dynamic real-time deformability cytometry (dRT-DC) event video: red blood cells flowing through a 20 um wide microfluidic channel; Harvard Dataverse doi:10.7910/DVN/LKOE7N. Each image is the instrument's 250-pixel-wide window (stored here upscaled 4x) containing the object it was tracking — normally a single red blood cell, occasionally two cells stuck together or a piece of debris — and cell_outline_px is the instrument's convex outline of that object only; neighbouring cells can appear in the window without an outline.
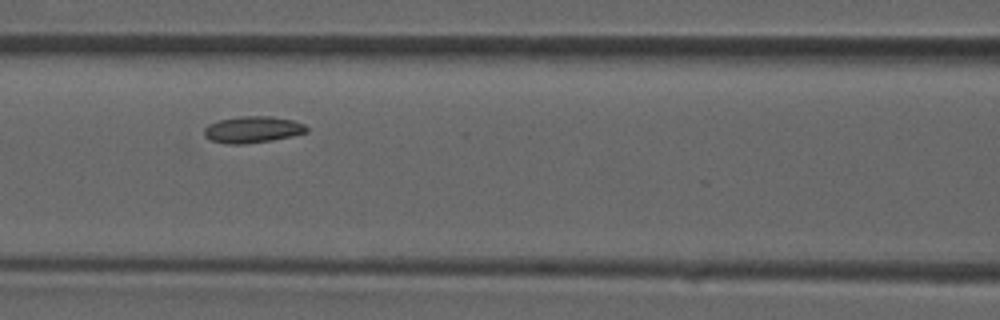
{"species": "common noctule bat (a hibernating species)", "species_latin": "Nyctalus noctula", "temperature_condition": "room temperature", "stored_images_in_passage": 6, "camera_frame_rate_fps": 3000, "um_per_image_px": 0.085, "animal": {"sex": "male", "forearm_length_mm": 52.5}, "frame": {"image": 1, "passage_image": 5, "time_ms": 5.333, "image_size_px": [1000, 320], "cell_outline_px": [[308, 132], [292, 136], [272, 140], [244, 144], [228, 144], [212, 140], [204, 136], [204, 128], [208, 124], [220, 120], [240, 116], [272, 116], [292, 120], [304, 124], [308, 128]], "centroid_in_image_um": [21.48, 11.01], "position_along_channel_um": 145.1, "area_um2": 15.84}}
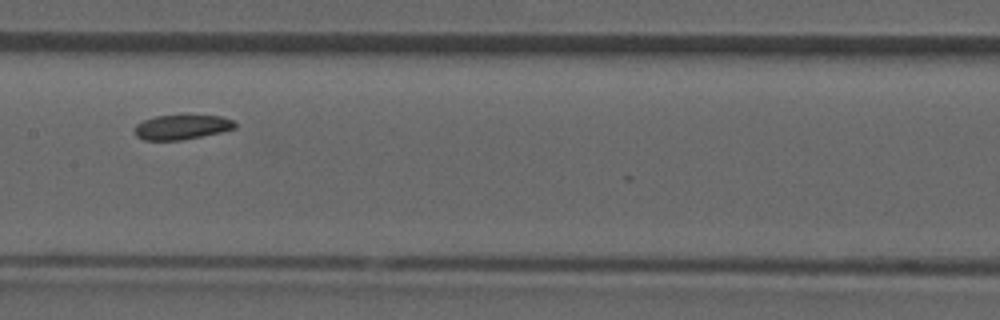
{"frame": {"image": 2, "passage_image": 6, "time_ms": 6.333, "image_size_px": [1000, 320], "cell_outline_px": [[236, 128], [220, 132], [180, 140], [144, 140], [136, 136], [136, 124], [144, 120], [156, 116], [220, 116], [232, 120], [236, 124]], "centroid_in_image_um": [15.44, 10.81], "position_along_channel_um": 192.0, "area_um2": 14.05}}